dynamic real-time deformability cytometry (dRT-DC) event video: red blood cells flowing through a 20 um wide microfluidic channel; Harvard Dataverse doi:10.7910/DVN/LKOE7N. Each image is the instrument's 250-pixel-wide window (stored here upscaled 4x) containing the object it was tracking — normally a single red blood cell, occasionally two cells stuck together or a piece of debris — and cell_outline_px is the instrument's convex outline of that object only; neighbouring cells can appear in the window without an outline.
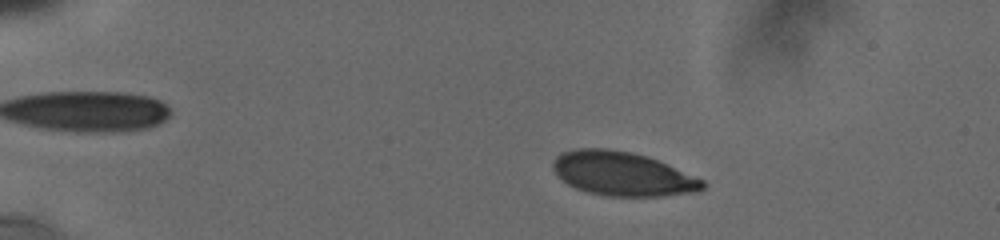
{"species": "human", "species_latin": "Homo sapiens", "temperature_condition": "cold", "stored_images_in_passage": 31, "camera_frame_rate_fps": 3000, "um_per_image_px": 0.085, "donor": {"sex": "male"}, "frame": {"image": 1, "passage_image": 3, "time_ms": 2.0, "image_size_px": [1000, 240], "cell_outline_px": [[704, 188], [696, 192], [660, 196], [608, 196], [588, 192], [576, 188], [568, 184], [552, 168], [552, 160], [560, 152], [576, 148], [608, 148], [632, 152], [648, 156], [704, 180]], "centroid_in_image_um": [52.89, 14.76], "position_along_channel_um": 32.1, "area_um2": 38.32}}
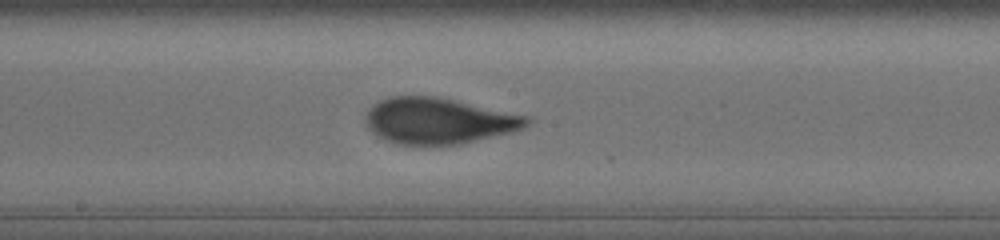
{"frame": {"image": 2, "passage_image": 15, "time_ms": 9.0, "image_size_px": [1000, 240], "cell_outline_px": [[532, 120], [524, 128], [512, 132], [460, 144], [396, 144], [372, 132], [368, 128], [364, 120], [364, 116], [368, 108], [372, 104], [388, 96], [436, 96], [528, 116]], "centroid_in_image_um": [37.25, 10.26], "position_along_channel_um": 210.9, "area_um2": 43.12}}
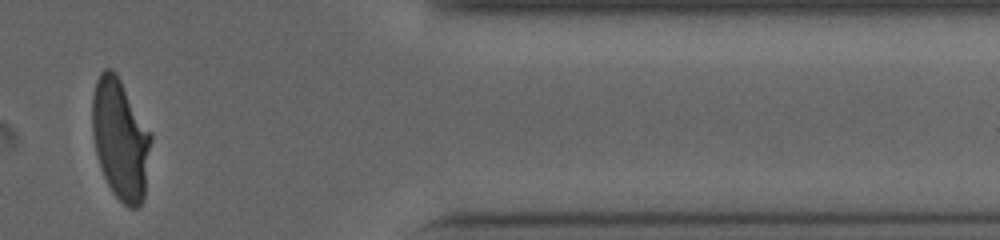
{"frame": {"image": 3, "passage_image": 28, "time_ms": 14.667, "image_size_px": [1000, 240], "cell_outline_px": [[152, 140], [144, 200], [136, 208], [128, 208], [112, 192], [104, 176], [96, 152], [92, 136], [92, 96], [96, 80], [100, 72], [104, 68], [112, 68], [116, 72], [152, 132]], "centroid_in_image_um": [10.25, 11.81], "position_along_channel_um": 401.2, "area_um2": 41.79}, "authors_computed_cell_mechanics": {"area_um2": 42.3674, "velocity_mm_per_s": 3.7821, "shape_relaxation_time_tau1_ms": 4.8619, "shape_relaxation_time_tau2_ms": null, "deformation_change_tau1": 0.1796, "deformation_change_tau2": null}}